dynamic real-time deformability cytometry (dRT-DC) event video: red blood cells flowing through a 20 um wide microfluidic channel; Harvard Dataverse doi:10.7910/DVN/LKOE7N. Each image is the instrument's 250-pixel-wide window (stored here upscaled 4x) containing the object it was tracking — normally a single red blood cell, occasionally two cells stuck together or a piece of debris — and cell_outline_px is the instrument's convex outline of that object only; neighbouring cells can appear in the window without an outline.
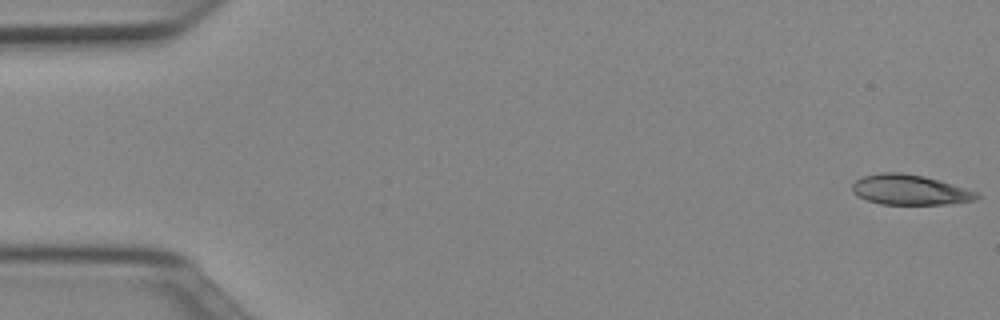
{"species": "Egyptian fruit bat (a non-hibernating species)", "species_latin": "Rousettus aegyptiacus", "temperature_condition": "cold", "stored_images_in_passage": 51, "camera_frame_rate_fps": 3000, "um_per_image_px": 0.085, "animal": {"sex": "female"}, "frame": {"image": 1, "passage_image": 1, "time_ms": 0.0, "image_size_px": [1000, 320], "cell_outline_px": [[980, 196], [976, 200], [944, 204], [880, 204], [856, 196], [852, 192], [852, 184], [860, 176], [880, 172], [900, 172], [924, 176], [940, 180], [976, 192]], "centroid_in_image_um": [77.28, 16.12], "position_along_channel_um": 7.7, "area_um2": 21.91}}
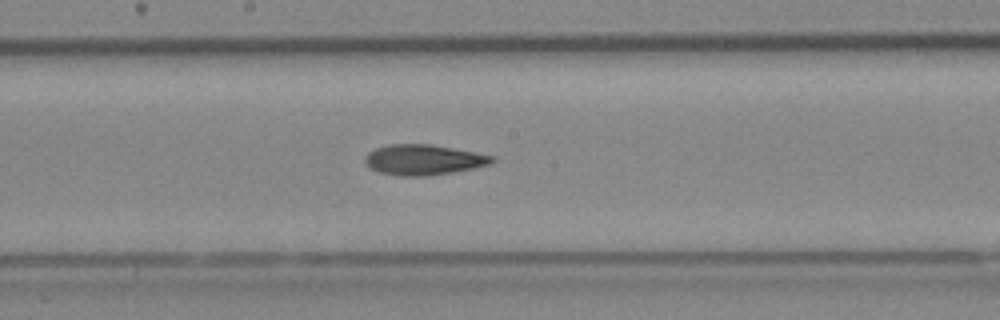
{"frame": {"image": 2, "passage_image": 27, "time_ms": 8.667, "image_size_px": [1000, 320], "cell_outline_px": [[496, 160], [488, 164], [472, 168], [452, 172], [428, 176], [400, 176], [380, 172], [368, 168], [364, 164], [364, 156], [368, 152], [376, 148], [388, 144], [432, 144], [496, 156]], "centroid_in_image_um": [35.96, 13.57], "position_along_channel_um": 212.2, "area_um2": 22.66}}
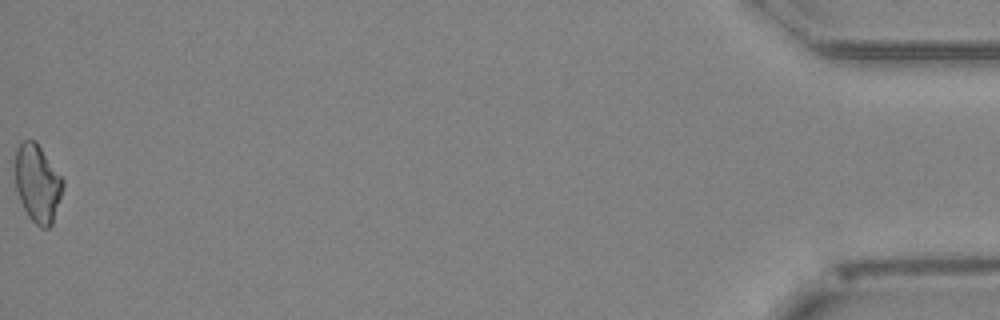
{"frame": {"image": 3, "passage_image": 51, "time_ms": 16.667, "image_size_px": [1000, 320], "cell_outline_px": [[64, 184], [52, 224], [48, 228], [40, 228], [28, 216], [20, 200], [16, 188], [16, 148], [24, 140], [36, 140], [64, 180]], "centroid_in_image_um": [3.2, 15.58], "position_along_channel_um": 432.0, "area_um2": 21.44}, "authors_computed_cell_mechanics": {"area_um2": 22.253, "velocity_mm_per_s": 3.9906, "shape_relaxation_time_tau1_ms": null, "shape_relaxation_time_tau2_ms": 8.506, "deformation_change_tau1": null, "deformation_change_tau2": 0.1773}}